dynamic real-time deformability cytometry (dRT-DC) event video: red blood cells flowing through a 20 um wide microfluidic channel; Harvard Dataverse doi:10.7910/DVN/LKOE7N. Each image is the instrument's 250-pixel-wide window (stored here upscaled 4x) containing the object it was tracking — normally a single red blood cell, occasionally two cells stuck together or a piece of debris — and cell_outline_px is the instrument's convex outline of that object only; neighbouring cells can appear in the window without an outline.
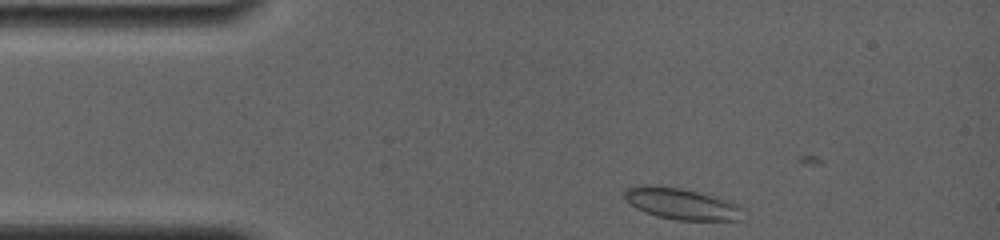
{"species": "common noctule bat (a hibernating species)", "species_latin": "Nyctalus noctula", "temperature_condition": "room temperature", "stored_images_in_passage": 8, "camera_frame_rate_fps": 4000, "um_per_image_px": 0.085, "animal": {"sex": "female", "body_mass_g": 19.0, "forearm_length_mm": 56.7}, "frame": {"image": 1, "passage_image": 1, "time_ms": 0.0, "image_size_px": [1000, 240], "cell_outline_px": [[744, 220], [676, 220], [656, 216], [644, 212], [636, 208], [624, 196], [624, 192], [628, 188], [644, 184], [660, 184], [680, 188], [728, 200], [744, 208]], "centroid_in_image_um": [57.95, 17.32], "position_along_channel_um": 27.0, "area_um2": 21.79}}